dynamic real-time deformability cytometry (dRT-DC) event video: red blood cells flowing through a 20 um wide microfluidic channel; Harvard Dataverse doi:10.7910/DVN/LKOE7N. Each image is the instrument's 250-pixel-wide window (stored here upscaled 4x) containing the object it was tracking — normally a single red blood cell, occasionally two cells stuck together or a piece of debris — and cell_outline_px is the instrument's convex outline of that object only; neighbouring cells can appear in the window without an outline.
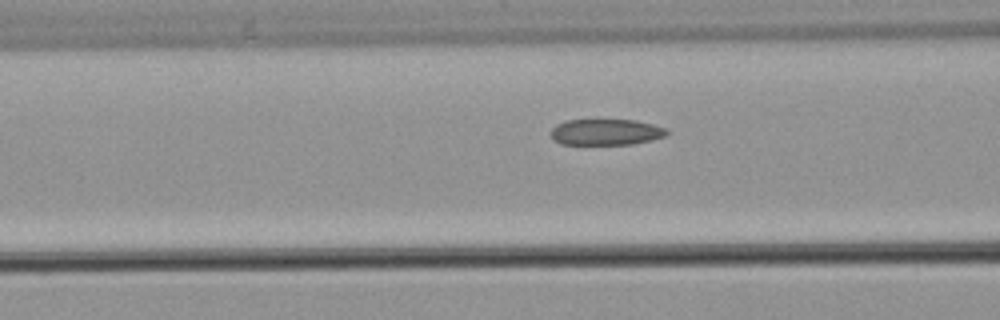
{"species": "common noctule bat (a hibernating species)", "species_latin": "Nyctalus noctula", "temperature_condition": "warm", "stored_images_in_passage": 7, "camera_frame_rate_fps": 3000, "um_per_image_px": 0.085, "animal": {"sex": "male", "body_mass_g": 21.5, "forearm_length_mm": 52.0}, "frame": {"image": 1, "passage_image": 4, "time_ms": 3.667, "image_size_px": [1000, 320], "cell_outline_px": [[668, 132], [664, 136], [652, 140], [632, 144], [560, 144], [552, 140], [548, 132], [556, 124], [564, 120], [636, 120], [652, 124], [664, 128]], "centroid_in_image_um": [51.42, 11.23], "position_along_channel_um": 115.2, "area_um2": 17.74}}